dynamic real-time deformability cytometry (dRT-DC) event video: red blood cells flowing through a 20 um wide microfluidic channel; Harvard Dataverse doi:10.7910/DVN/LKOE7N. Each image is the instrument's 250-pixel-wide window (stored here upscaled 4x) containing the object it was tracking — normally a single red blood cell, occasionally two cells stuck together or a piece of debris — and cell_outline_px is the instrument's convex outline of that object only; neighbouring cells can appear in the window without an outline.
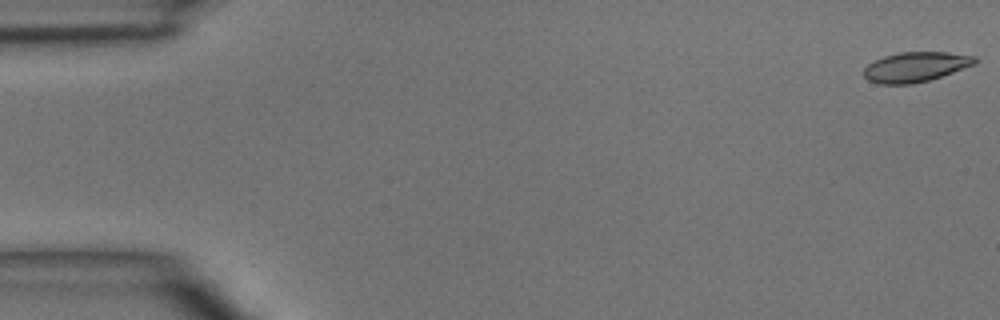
{"species": "common noctule bat (a hibernating species)", "species_latin": "Nyctalus noctula", "temperature_condition": "room temperature", "stored_images_in_passage": 6, "camera_frame_rate_fps": 3000, "um_per_image_px": 0.085, "animal": {"sex": "male", "body_mass_g": 15.6}, "frame": {"image": 1, "passage_image": 1, "time_ms": 0.0, "image_size_px": [1000, 320], "cell_outline_px": [[980, 60], [976, 64], [928, 80], [912, 84], [880, 84], [868, 80], [864, 76], [864, 68], [868, 64], [884, 56], [900, 52], [948, 52], [976, 56]], "centroid_in_image_um": [77.85, 5.68], "position_along_channel_um": 7.2, "area_um2": 19.31}}
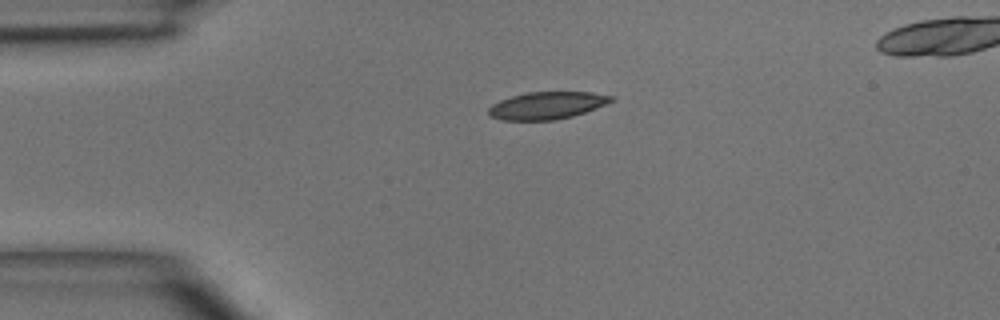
{"frame": {"image": 2, "passage_image": 4, "time_ms": 3.333, "image_size_px": [1000, 320], "cell_outline_px": [[616, 100], [596, 108], [572, 116], [556, 120], [504, 120], [492, 116], [488, 112], [488, 108], [492, 104], [500, 100], [512, 96], [528, 92], [592, 92], [612, 96]], "centroid_in_image_um": [46.51, 8.96], "position_along_channel_um": 38.5, "area_um2": 19.42}}